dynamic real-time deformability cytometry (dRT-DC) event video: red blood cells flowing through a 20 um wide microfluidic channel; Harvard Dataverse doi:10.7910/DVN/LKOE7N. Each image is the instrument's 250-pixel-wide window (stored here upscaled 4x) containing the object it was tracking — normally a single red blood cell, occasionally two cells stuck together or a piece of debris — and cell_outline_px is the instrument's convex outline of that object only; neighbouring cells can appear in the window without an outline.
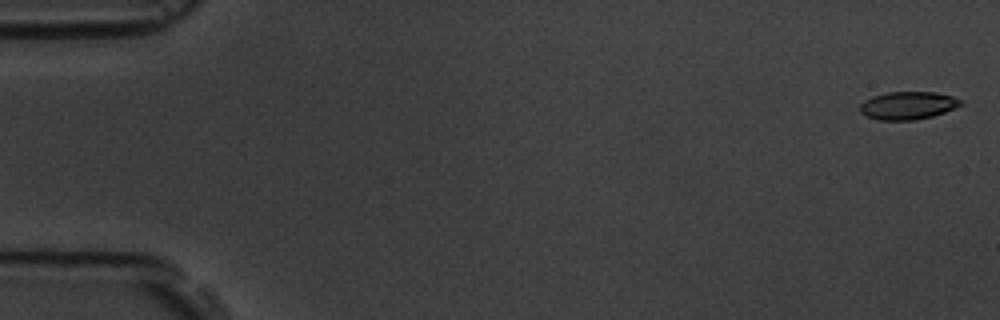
{"species": "common noctule bat (a hibernating species)", "species_latin": "Nyctalus noctula", "temperature_condition": "room temperature", "stored_images_in_passage": 6, "camera_frame_rate_fps": 3000, "um_per_image_px": 0.085, "animal": {"sex": "male", "body_mass_g": 19.5, "forearm_length_mm": 54.6}, "frame": {"image": 1, "passage_image": 1, "time_ms": 0.0, "image_size_px": [1000, 320], "cell_outline_px": [[964, 104], [944, 112], [932, 116], [916, 120], [880, 120], [868, 116], [860, 112], [860, 104], [864, 100], [872, 96], [888, 92], [936, 92], [952, 96], [964, 100]], "centroid_in_image_um": [77.2, 8.96], "position_along_channel_um": 7.8, "area_um2": 16.42}}
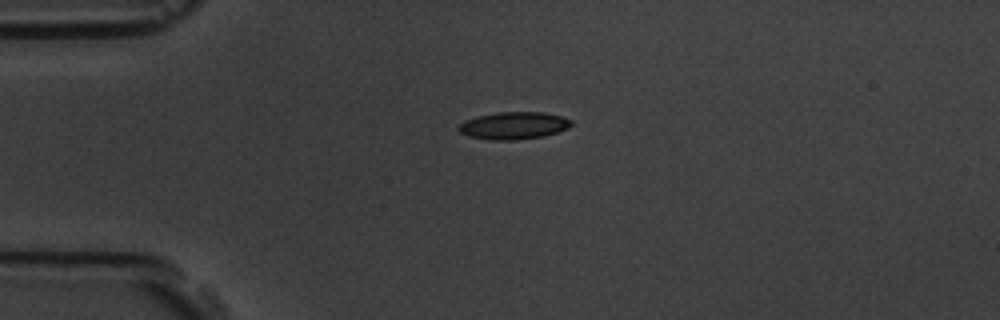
{"frame": {"image": 2, "passage_image": 5, "time_ms": 4.333, "image_size_px": [1000, 320], "cell_outline_px": [[572, 124], [568, 128], [544, 136], [516, 140], [488, 140], [468, 136], [460, 132], [456, 128], [464, 120], [476, 116], [496, 112], [544, 112], [564, 116], [572, 120]], "centroid_in_image_um": [43.65, 10.67], "position_along_channel_um": 41.3, "area_um2": 18.21}}